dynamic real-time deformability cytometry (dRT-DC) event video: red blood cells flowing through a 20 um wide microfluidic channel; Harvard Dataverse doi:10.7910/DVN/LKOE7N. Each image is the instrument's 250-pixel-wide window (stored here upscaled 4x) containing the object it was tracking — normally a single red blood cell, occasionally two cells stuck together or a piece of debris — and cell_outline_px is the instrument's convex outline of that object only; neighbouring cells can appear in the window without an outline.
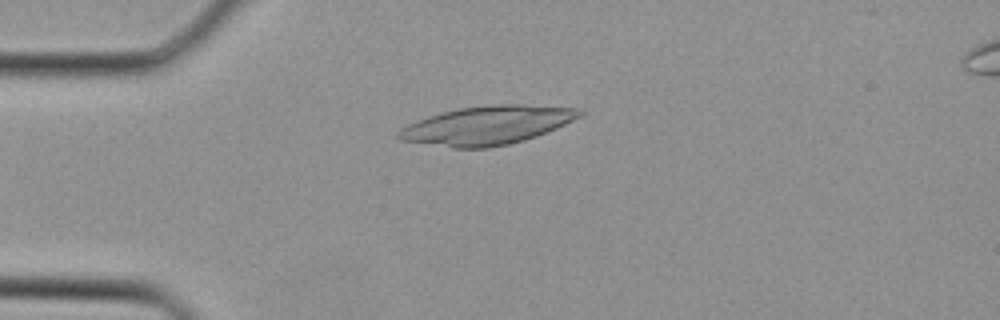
{"species": "Egyptian fruit bat (a non-hibernating species)", "species_latin": "Rousettus aegyptiacus", "temperature_condition": "cold", "stored_images_in_passage": 35, "camera_frame_rate_fps": 3000, "um_per_image_px": 0.085, "animal": {"sex": "female"}, "frame": {"image": 1, "passage_image": 7, "time_ms": 2.0, "image_size_px": [1000, 320], "cell_outline_px": [[584, 116], [556, 128], [536, 136], [524, 140], [508, 144], [488, 148], [452, 148], [400, 140], [396, 136], [396, 132], [400, 128], [408, 124], [428, 116], [460, 108], [496, 104], [520, 104], [576, 108], [584, 112]], "centroid_in_image_um": [41.4, 10.65], "position_along_channel_um": 43.6, "area_um2": 40.69}}
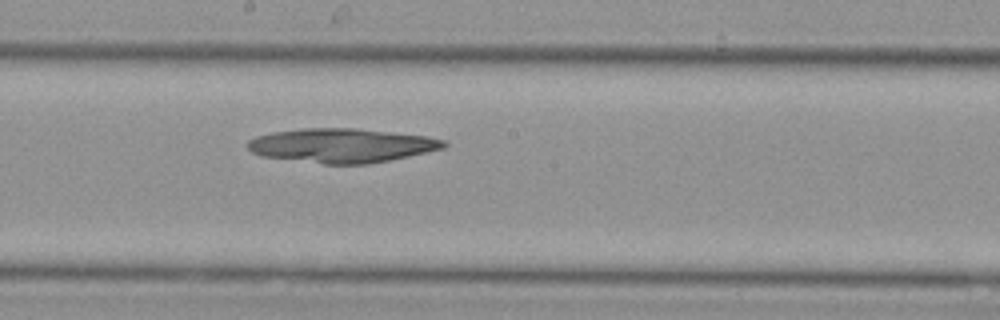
{"frame": {"image": 2, "passage_image": 18, "time_ms": 5.667, "image_size_px": [1000, 320], "cell_outline_px": [[448, 144], [444, 148], [408, 156], [368, 164], [324, 164], [260, 156], [252, 152], [244, 144], [248, 140], [256, 136], [272, 132], [304, 128], [356, 128], [428, 136], [444, 140]], "centroid_in_image_um": [29.01, 12.36], "position_along_channel_um": 219.2, "area_um2": 39.13}}
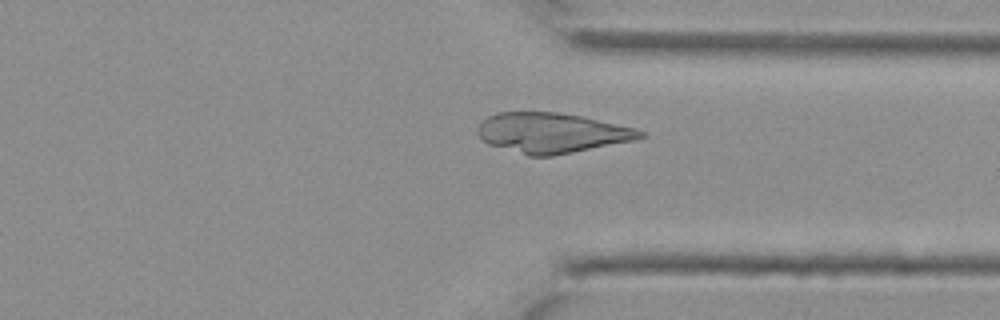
{"frame": {"image": 3, "passage_image": 26, "time_ms": 8.333, "image_size_px": [1000, 320], "cell_outline_px": [[644, 136], [632, 140], [552, 156], [528, 156], [488, 144], [480, 136], [480, 124], [488, 116], [496, 112], [556, 112], [584, 116], [636, 128], [644, 132]], "centroid_in_image_um": [46.9, 11.28], "position_along_channel_um": 364.5, "area_um2": 37.51}}